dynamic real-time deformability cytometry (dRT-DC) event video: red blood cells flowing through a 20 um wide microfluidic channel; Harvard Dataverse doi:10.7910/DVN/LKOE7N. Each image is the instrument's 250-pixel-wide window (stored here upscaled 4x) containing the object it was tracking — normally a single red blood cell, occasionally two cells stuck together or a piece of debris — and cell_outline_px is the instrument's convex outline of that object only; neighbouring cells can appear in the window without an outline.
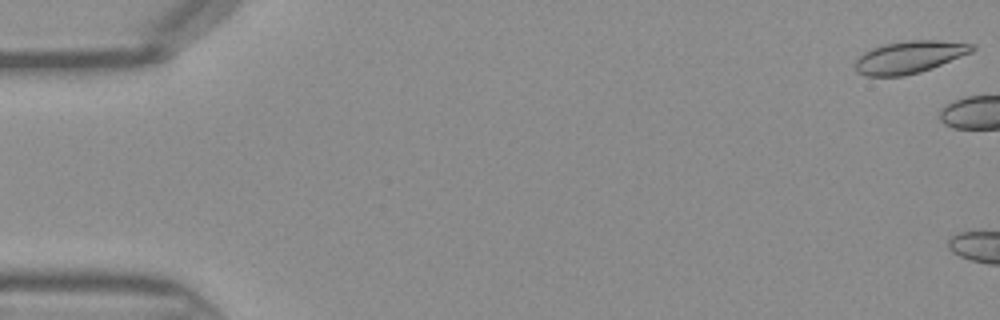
{"species": "Egyptian fruit bat (a non-hibernating species)", "species_latin": "Rousettus aegyptiacus", "temperature_condition": "warm", "stored_images_in_passage": 4, "camera_frame_rate_fps": 3000, "um_per_image_px": 0.085, "frame": {"image": 1, "passage_image": 1, "time_ms": 0.0, "image_size_px": [1000, 320], "cell_outline_px": [[976, 48], [972, 52], [932, 68], [920, 72], [904, 76], [864, 76], [856, 72], [856, 60], [864, 52], [872, 48], [884, 44], [908, 40], [936, 40], [976, 44]], "centroid_in_image_um": [77.31, 4.85], "position_along_channel_um": 7.7, "area_um2": 22.02}}